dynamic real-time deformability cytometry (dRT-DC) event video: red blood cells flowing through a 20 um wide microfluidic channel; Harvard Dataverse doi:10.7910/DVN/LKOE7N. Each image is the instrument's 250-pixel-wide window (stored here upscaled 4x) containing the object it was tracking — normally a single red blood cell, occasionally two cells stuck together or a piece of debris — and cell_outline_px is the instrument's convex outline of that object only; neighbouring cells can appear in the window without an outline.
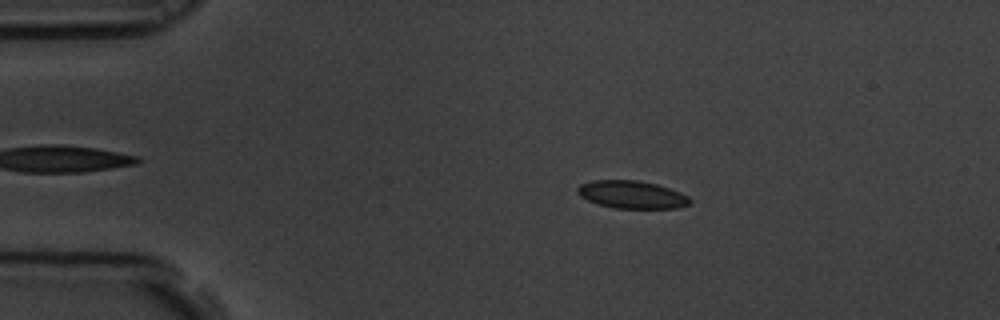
{"species": "common noctule bat (a hibernating species)", "species_latin": "Nyctalus noctula", "temperature_condition": "room temperature", "stored_images_in_passage": 51, "camera_frame_rate_fps": 3000, "um_per_image_px": 0.085, "animal": {"sex": "male", "body_mass_g": 19.5, "forearm_length_mm": 54.6}, "frame": {"image": 1, "passage_image": 11, "time_ms": 3.333, "image_size_px": [1000, 320], "cell_outline_px": [[692, 204], [676, 208], [616, 208], [600, 204], [588, 200], [580, 196], [576, 192], [576, 188], [580, 184], [592, 180], [636, 180], [656, 184], [668, 188], [688, 196], [692, 200]], "centroid_in_image_um": [53.7, 16.54], "position_along_channel_um": 31.3, "area_um2": 18.09}}
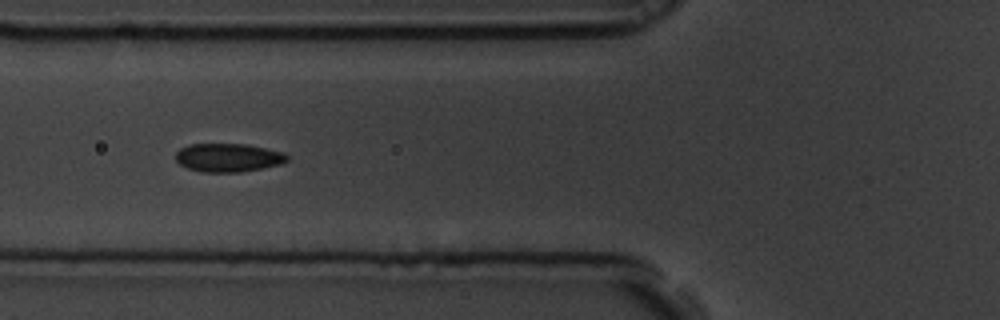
{"frame": {"image": 2, "passage_image": 22, "time_ms": 7.0, "image_size_px": [1000, 320], "cell_outline_px": [[288, 160], [280, 164], [240, 172], [200, 172], [188, 168], [180, 164], [176, 160], [176, 152], [180, 148], [188, 144], [248, 144], [284, 152], [288, 156]], "centroid_in_image_um": [19.38, 13.39], "position_along_channel_um": 106.4, "area_um2": 18.5}}
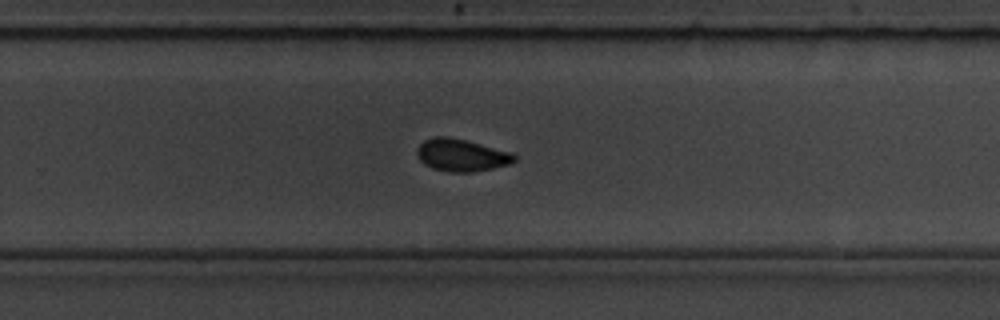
{"frame": {"image": 3, "passage_image": 38, "time_ms": 12.333, "image_size_px": [1000, 320], "cell_outline_px": [[516, 160], [508, 164], [492, 168], [472, 172], [448, 172], [432, 168], [424, 164], [420, 160], [416, 152], [416, 148], [424, 140], [436, 136], [448, 136], [512, 152], [516, 156]], "centroid_in_image_um": [39.19, 13.19], "position_along_channel_um": 290.6, "area_um2": 18.26}, "authors_computed_cell_mechanics": {"area_um2": 18.4382, "velocity_mm_per_s": 3.4549, "shape_relaxation_time_tau1_ms": 4.8237, "shape_relaxation_time_tau2_ms": 0.7145, "deformation_change_tau1": 0.0983, "deformation_change_tau2": 0.0334}}